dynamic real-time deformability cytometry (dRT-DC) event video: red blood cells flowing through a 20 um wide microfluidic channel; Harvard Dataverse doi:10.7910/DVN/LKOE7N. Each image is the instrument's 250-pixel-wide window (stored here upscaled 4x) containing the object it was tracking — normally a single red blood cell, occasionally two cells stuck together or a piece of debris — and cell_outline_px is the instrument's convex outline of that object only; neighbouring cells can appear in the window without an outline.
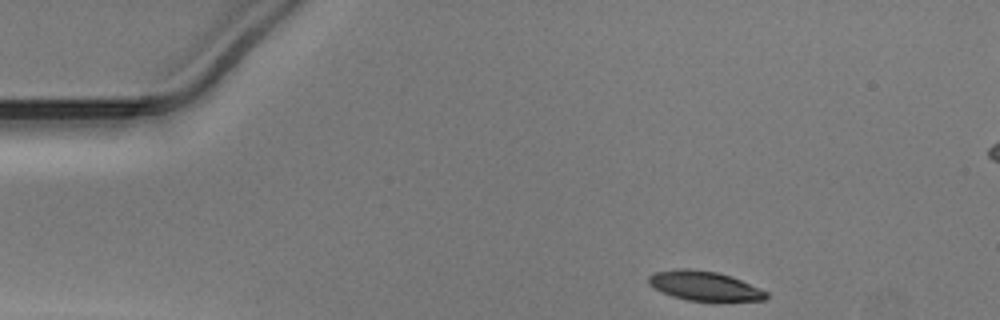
{"species": "Egyptian fruit bat (a non-hibernating species)", "species_latin": "Rousettus aegyptiacus", "temperature_condition": "warm", "stored_images_in_passage": 34, "camera_frame_rate_fps": 3000, "um_per_image_px": 0.085, "animal": {"sex": "male"}, "frame": {"image": 1, "passage_image": 1, "time_ms": 0.0, "image_size_px": [1000, 320], "cell_outline_px": [[768, 296], [764, 300], [688, 300], [672, 296], [660, 292], [648, 284], [648, 276], [656, 272], [676, 268], [684, 268], [716, 272], [732, 276], [760, 288], [768, 292]], "centroid_in_image_um": [59.84, 24.28], "position_along_channel_um": 25.2, "area_um2": 20.0}}
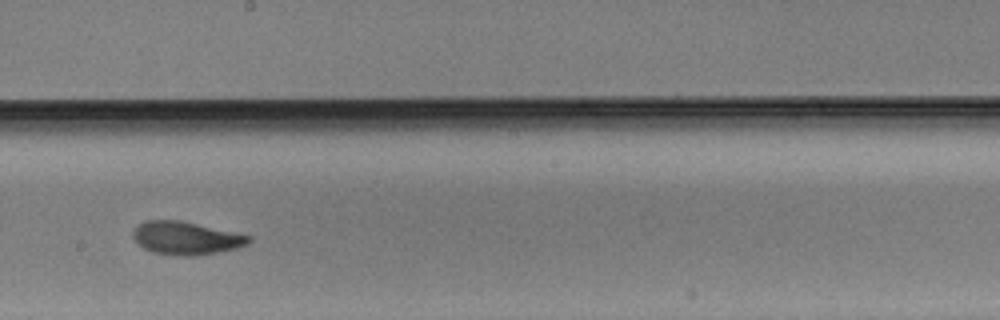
{"frame": {"image": 2, "passage_image": 22, "time_ms": 7.0, "image_size_px": [1000, 320], "cell_outline_px": [[252, 240], [248, 244], [236, 248], [196, 256], [172, 256], [152, 252], [144, 248], [132, 236], [132, 232], [144, 220], [180, 220], [252, 236]], "centroid_in_image_um": [15.82, 20.24], "position_along_channel_um": 232.4, "area_um2": 22.25}}
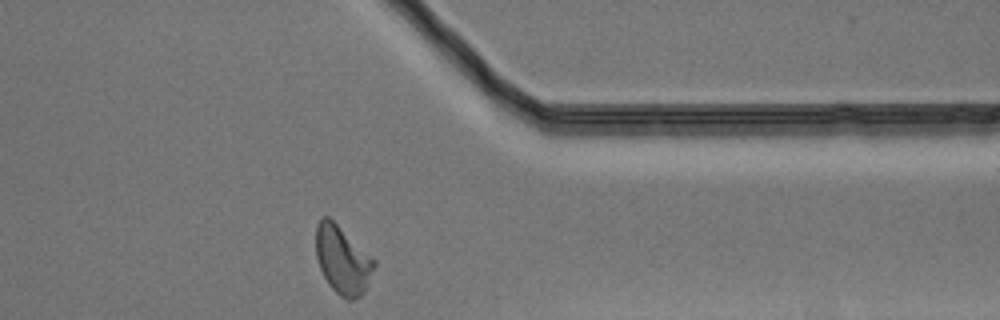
{"frame": {"image": 3, "passage_image": 34, "time_ms": 11.0, "image_size_px": [1000, 320], "cell_outline_px": [[376, 264], [364, 292], [360, 296], [352, 300], [348, 300], [340, 296], [328, 284], [320, 268], [316, 256], [316, 224], [324, 216], [328, 216], [376, 260]], "centroid_in_image_um": [29.12, 22.11], "position_along_channel_um": 382.3, "area_um2": 22.89}}